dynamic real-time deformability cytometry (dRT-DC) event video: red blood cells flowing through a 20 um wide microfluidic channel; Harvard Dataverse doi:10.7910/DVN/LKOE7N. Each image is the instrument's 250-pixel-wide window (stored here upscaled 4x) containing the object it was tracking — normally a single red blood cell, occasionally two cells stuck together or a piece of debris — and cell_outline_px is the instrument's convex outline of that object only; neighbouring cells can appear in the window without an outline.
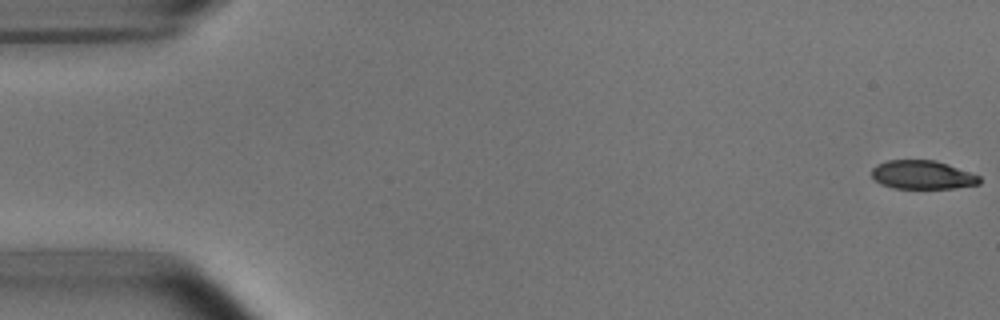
{"species": "common noctule bat (a hibernating species)", "species_latin": "Nyctalus noctula", "temperature_condition": "room temperature", "stored_images_in_passage": 53, "camera_frame_rate_fps": 3000, "um_per_image_px": 0.085, "animal": {"sex": "male", "body_mass_g": 15.6}, "frame": {"image": 1, "passage_image": 1, "time_ms": 0.0, "image_size_px": [1000, 320], "cell_outline_px": [[980, 184], [952, 188], [892, 188], [880, 184], [872, 176], [872, 168], [876, 164], [888, 160], [936, 160], [948, 164], [980, 176]], "centroid_in_image_um": [78.39, 14.86], "position_along_channel_um": 6.6, "area_um2": 17.98}}
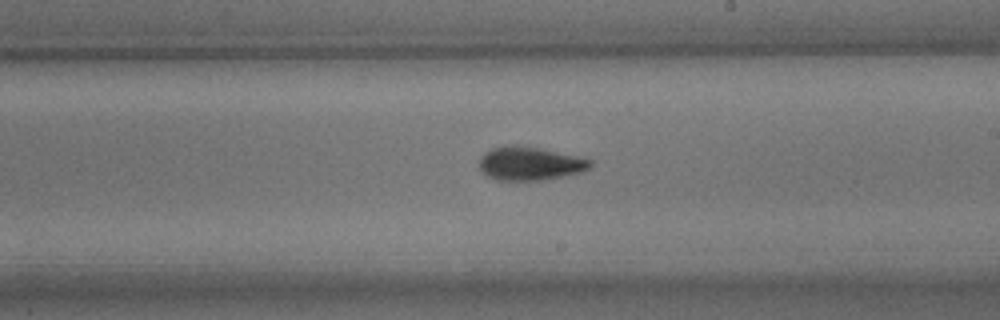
{"frame": {"image": 2, "passage_image": 31, "time_ms": 10.0, "image_size_px": [1000, 320], "cell_outline_px": [[592, 164], [588, 168], [580, 172], [544, 180], [496, 180], [488, 176], [480, 168], [480, 160], [484, 152], [492, 148], [512, 144], [516, 144], [576, 156], [592, 160]], "centroid_in_image_um": [45.01, 13.9], "position_along_channel_um": 244.0, "area_um2": 21.33}}
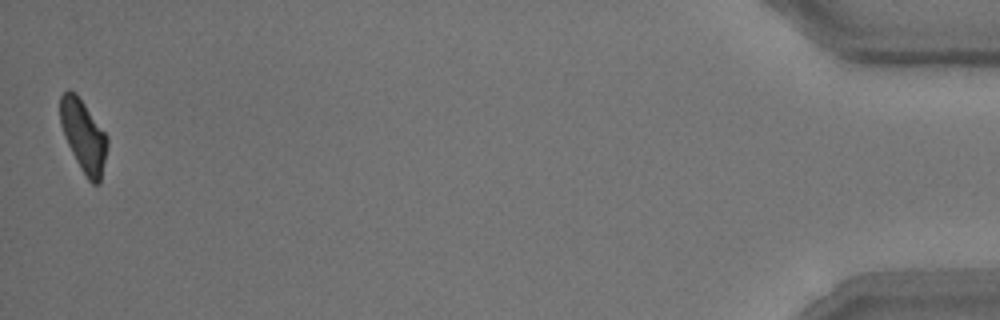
{"frame": {"image": 3, "passage_image": 53, "time_ms": 17.333, "image_size_px": [1000, 320], "cell_outline_px": [[108, 144], [100, 184], [92, 184], [88, 180], [80, 168], [68, 144], [60, 124], [60, 96], [68, 88], [76, 92], [104, 132], [108, 140]], "centroid_in_image_um": [7.09, 11.55], "position_along_channel_um": 428.1, "area_um2": 19.59}, "authors_computed_cell_mechanics": {"area_um2": 20.6924, "velocity_mm_per_s": 3.7547, "shape_relaxation_time_tau1_ms": 3.3459, "shape_relaxation_time_tau2_ms": 2.1563, "deformation_change_tau1": 0.1448, "deformation_change_tau2": 0.0778}}